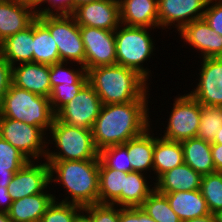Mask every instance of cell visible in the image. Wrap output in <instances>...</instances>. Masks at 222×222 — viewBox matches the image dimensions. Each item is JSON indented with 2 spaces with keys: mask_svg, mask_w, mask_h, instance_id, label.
Masks as SVG:
<instances>
[{
  "mask_svg": "<svg viewBox=\"0 0 222 222\" xmlns=\"http://www.w3.org/2000/svg\"><path fill=\"white\" fill-rule=\"evenodd\" d=\"M49 29L58 47L61 62H71L85 67V49L80 26L72 15L37 16Z\"/></svg>",
  "mask_w": 222,
  "mask_h": 222,
  "instance_id": "cell-7",
  "label": "cell"
},
{
  "mask_svg": "<svg viewBox=\"0 0 222 222\" xmlns=\"http://www.w3.org/2000/svg\"><path fill=\"white\" fill-rule=\"evenodd\" d=\"M46 3L47 6L43 7L42 5ZM73 12L74 0H42L40 6L35 10L36 16L72 15Z\"/></svg>",
  "mask_w": 222,
  "mask_h": 222,
  "instance_id": "cell-38",
  "label": "cell"
},
{
  "mask_svg": "<svg viewBox=\"0 0 222 222\" xmlns=\"http://www.w3.org/2000/svg\"><path fill=\"white\" fill-rule=\"evenodd\" d=\"M182 222H216V218L214 214H209L194 219H188Z\"/></svg>",
  "mask_w": 222,
  "mask_h": 222,
  "instance_id": "cell-46",
  "label": "cell"
},
{
  "mask_svg": "<svg viewBox=\"0 0 222 222\" xmlns=\"http://www.w3.org/2000/svg\"><path fill=\"white\" fill-rule=\"evenodd\" d=\"M47 144H54L56 152L47 148L45 160H88L99 159V151L93 141L92 130L70 126L56 117L49 129ZM51 143V144H50Z\"/></svg>",
  "mask_w": 222,
  "mask_h": 222,
  "instance_id": "cell-5",
  "label": "cell"
},
{
  "mask_svg": "<svg viewBox=\"0 0 222 222\" xmlns=\"http://www.w3.org/2000/svg\"><path fill=\"white\" fill-rule=\"evenodd\" d=\"M82 208L76 204L61 202L55 196L40 222H73Z\"/></svg>",
  "mask_w": 222,
  "mask_h": 222,
  "instance_id": "cell-36",
  "label": "cell"
},
{
  "mask_svg": "<svg viewBox=\"0 0 222 222\" xmlns=\"http://www.w3.org/2000/svg\"><path fill=\"white\" fill-rule=\"evenodd\" d=\"M12 202L7 187L0 186V212H8Z\"/></svg>",
  "mask_w": 222,
  "mask_h": 222,
  "instance_id": "cell-44",
  "label": "cell"
},
{
  "mask_svg": "<svg viewBox=\"0 0 222 222\" xmlns=\"http://www.w3.org/2000/svg\"><path fill=\"white\" fill-rule=\"evenodd\" d=\"M200 192L211 214L222 209V172L202 175Z\"/></svg>",
  "mask_w": 222,
  "mask_h": 222,
  "instance_id": "cell-32",
  "label": "cell"
},
{
  "mask_svg": "<svg viewBox=\"0 0 222 222\" xmlns=\"http://www.w3.org/2000/svg\"><path fill=\"white\" fill-rule=\"evenodd\" d=\"M148 101L102 105L91 129L97 150L124 144L152 127Z\"/></svg>",
  "mask_w": 222,
  "mask_h": 222,
  "instance_id": "cell-1",
  "label": "cell"
},
{
  "mask_svg": "<svg viewBox=\"0 0 222 222\" xmlns=\"http://www.w3.org/2000/svg\"><path fill=\"white\" fill-rule=\"evenodd\" d=\"M164 194L171 209L181 221L211 214L200 190L179 191Z\"/></svg>",
  "mask_w": 222,
  "mask_h": 222,
  "instance_id": "cell-24",
  "label": "cell"
},
{
  "mask_svg": "<svg viewBox=\"0 0 222 222\" xmlns=\"http://www.w3.org/2000/svg\"><path fill=\"white\" fill-rule=\"evenodd\" d=\"M216 222H222V209L218 210L216 213H214Z\"/></svg>",
  "mask_w": 222,
  "mask_h": 222,
  "instance_id": "cell-51",
  "label": "cell"
},
{
  "mask_svg": "<svg viewBox=\"0 0 222 222\" xmlns=\"http://www.w3.org/2000/svg\"><path fill=\"white\" fill-rule=\"evenodd\" d=\"M55 194L39 193L12 202L9 218L13 222H40Z\"/></svg>",
  "mask_w": 222,
  "mask_h": 222,
  "instance_id": "cell-21",
  "label": "cell"
},
{
  "mask_svg": "<svg viewBox=\"0 0 222 222\" xmlns=\"http://www.w3.org/2000/svg\"><path fill=\"white\" fill-rule=\"evenodd\" d=\"M94 1H98V0H74V11H75L77 6H80V5L85 4V3L94 2Z\"/></svg>",
  "mask_w": 222,
  "mask_h": 222,
  "instance_id": "cell-50",
  "label": "cell"
},
{
  "mask_svg": "<svg viewBox=\"0 0 222 222\" xmlns=\"http://www.w3.org/2000/svg\"><path fill=\"white\" fill-rule=\"evenodd\" d=\"M47 132L37 126L0 115V136L21 151L29 160H41L47 155ZM41 158V159H40Z\"/></svg>",
  "mask_w": 222,
  "mask_h": 222,
  "instance_id": "cell-8",
  "label": "cell"
},
{
  "mask_svg": "<svg viewBox=\"0 0 222 222\" xmlns=\"http://www.w3.org/2000/svg\"><path fill=\"white\" fill-rule=\"evenodd\" d=\"M203 18L214 31L222 35V0H209Z\"/></svg>",
  "mask_w": 222,
  "mask_h": 222,
  "instance_id": "cell-40",
  "label": "cell"
},
{
  "mask_svg": "<svg viewBox=\"0 0 222 222\" xmlns=\"http://www.w3.org/2000/svg\"><path fill=\"white\" fill-rule=\"evenodd\" d=\"M45 161L49 165L50 185L56 182L68 194L61 202L81 207L99 203V159Z\"/></svg>",
  "mask_w": 222,
  "mask_h": 222,
  "instance_id": "cell-2",
  "label": "cell"
},
{
  "mask_svg": "<svg viewBox=\"0 0 222 222\" xmlns=\"http://www.w3.org/2000/svg\"><path fill=\"white\" fill-rule=\"evenodd\" d=\"M0 222H13L7 212H0Z\"/></svg>",
  "mask_w": 222,
  "mask_h": 222,
  "instance_id": "cell-49",
  "label": "cell"
},
{
  "mask_svg": "<svg viewBox=\"0 0 222 222\" xmlns=\"http://www.w3.org/2000/svg\"><path fill=\"white\" fill-rule=\"evenodd\" d=\"M72 16L79 26L115 31L120 25L119 0H98L77 6Z\"/></svg>",
  "mask_w": 222,
  "mask_h": 222,
  "instance_id": "cell-15",
  "label": "cell"
},
{
  "mask_svg": "<svg viewBox=\"0 0 222 222\" xmlns=\"http://www.w3.org/2000/svg\"><path fill=\"white\" fill-rule=\"evenodd\" d=\"M220 127H222V106L201 105V119L196 137L212 143Z\"/></svg>",
  "mask_w": 222,
  "mask_h": 222,
  "instance_id": "cell-33",
  "label": "cell"
},
{
  "mask_svg": "<svg viewBox=\"0 0 222 222\" xmlns=\"http://www.w3.org/2000/svg\"><path fill=\"white\" fill-rule=\"evenodd\" d=\"M147 177L151 179L153 176L135 171L129 172L125 176L124 207H141L147 197L155 190L153 180L151 181L153 184H150Z\"/></svg>",
  "mask_w": 222,
  "mask_h": 222,
  "instance_id": "cell-29",
  "label": "cell"
},
{
  "mask_svg": "<svg viewBox=\"0 0 222 222\" xmlns=\"http://www.w3.org/2000/svg\"><path fill=\"white\" fill-rule=\"evenodd\" d=\"M0 115L49 131L56 114L50 100L11 84L0 105Z\"/></svg>",
  "mask_w": 222,
  "mask_h": 222,
  "instance_id": "cell-4",
  "label": "cell"
},
{
  "mask_svg": "<svg viewBox=\"0 0 222 222\" xmlns=\"http://www.w3.org/2000/svg\"><path fill=\"white\" fill-rule=\"evenodd\" d=\"M101 107V99L94 88L87 83L70 102L56 113V118L70 126L91 130Z\"/></svg>",
  "mask_w": 222,
  "mask_h": 222,
  "instance_id": "cell-10",
  "label": "cell"
},
{
  "mask_svg": "<svg viewBox=\"0 0 222 222\" xmlns=\"http://www.w3.org/2000/svg\"><path fill=\"white\" fill-rule=\"evenodd\" d=\"M17 3L20 4H24L27 6H30L31 8H33L34 10H36L38 8V6H40L42 0H13Z\"/></svg>",
  "mask_w": 222,
  "mask_h": 222,
  "instance_id": "cell-47",
  "label": "cell"
},
{
  "mask_svg": "<svg viewBox=\"0 0 222 222\" xmlns=\"http://www.w3.org/2000/svg\"><path fill=\"white\" fill-rule=\"evenodd\" d=\"M12 84V66L0 54V105Z\"/></svg>",
  "mask_w": 222,
  "mask_h": 222,
  "instance_id": "cell-42",
  "label": "cell"
},
{
  "mask_svg": "<svg viewBox=\"0 0 222 222\" xmlns=\"http://www.w3.org/2000/svg\"><path fill=\"white\" fill-rule=\"evenodd\" d=\"M127 174L108 168L99 159V204L124 207V184Z\"/></svg>",
  "mask_w": 222,
  "mask_h": 222,
  "instance_id": "cell-23",
  "label": "cell"
},
{
  "mask_svg": "<svg viewBox=\"0 0 222 222\" xmlns=\"http://www.w3.org/2000/svg\"><path fill=\"white\" fill-rule=\"evenodd\" d=\"M202 175L185 162L163 173L155 182L158 193L200 190Z\"/></svg>",
  "mask_w": 222,
  "mask_h": 222,
  "instance_id": "cell-20",
  "label": "cell"
},
{
  "mask_svg": "<svg viewBox=\"0 0 222 222\" xmlns=\"http://www.w3.org/2000/svg\"><path fill=\"white\" fill-rule=\"evenodd\" d=\"M121 24L159 28L158 0H119Z\"/></svg>",
  "mask_w": 222,
  "mask_h": 222,
  "instance_id": "cell-19",
  "label": "cell"
},
{
  "mask_svg": "<svg viewBox=\"0 0 222 222\" xmlns=\"http://www.w3.org/2000/svg\"><path fill=\"white\" fill-rule=\"evenodd\" d=\"M85 49V69L116 64L115 31L80 26Z\"/></svg>",
  "mask_w": 222,
  "mask_h": 222,
  "instance_id": "cell-11",
  "label": "cell"
},
{
  "mask_svg": "<svg viewBox=\"0 0 222 222\" xmlns=\"http://www.w3.org/2000/svg\"><path fill=\"white\" fill-rule=\"evenodd\" d=\"M209 0H158L159 29H177L203 18ZM175 26V27H174Z\"/></svg>",
  "mask_w": 222,
  "mask_h": 222,
  "instance_id": "cell-13",
  "label": "cell"
},
{
  "mask_svg": "<svg viewBox=\"0 0 222 222\" xmlns=\"http://www.w3.org/2000/svg\"><path fill=\"white\" fill-rule=\"evenodd\" d=\"M178 34L183 43L199 52V58L222 57V35L214 31L204 18L188 23Z\"/></svg>",
  "mask_w": 222,
  "mask_h": 222,
  "instance_id": "cell-16",
  "label": "cell"
},
{
  "mask_svg": "<svg viewBox=\"0 0 222 222\" xmlns=\"http://www.w3.org/2000/svg\"><path fill=\"white\" fill-rule=\"evenodd\" d=\"M149 127L140 136L128 140L123 145L127 148L132 171L152 175L154 153V130Z\"/></svg>",
  "mask_w": 222,
  "mask_h": 222,
  "instance_id": "cell-22",
  "label": "cell"
},
{
  "mask_svg": "<svg viewBox=\"0 0 222 222\" xmlns=\"http://www.w3.org/2000/svg\"><path fill=\"white\" fill-rule=\"evenodd\" d=\"M211 153L215 171L222 172V144L211 143Z\"/></svg>",
  "mask_w": 222,
  "mask_h": 222,
  "instance_id": "cell-43",
  "label": "cell"
},
{
  "mask_svg": "<svg viewBox=\"0 0 222 222\" xmlns=\"http://www.w3.org/2000/svg\"><path fill=\"white\" fill-rule=\"evenodd\" d=\"M99 159L108 167L126 173L132 172L127 148L123 144L110 146L99 151Z\"/></svg>",
  "mask_w": 222,
  "mask_h": 222,
  "instance_id": "cell-35",
  "label": "cell"
},
{
  "mask_svg": "<svg viewBox=\"0 0 222 222\" xmlns=\"http://www.w3.org/2000/svg\"><path fill=\"white\" fill-rule=\"evenodd\" d=\"M29 159L17 148L0 136V186L8 187L14 174Z\"/></svg>",
  "mask_w": 222,
  "mask_h": 222,
  "instance_id": "cell-30",
  "label": "cell"
},
{
  "mask_svg": "<svg viewBox=\"0 0 222 222\" xmlns=\"http://www.w3.org/2000/svg\"><path fill=\"white\" fill-rule=\"evenodd\" d=\"M50 186V170L45 159L43 163L42 160H29L14 174L7 190L12 201H15L34 194L47 193Z\"/></svg>",
  "mask_w": 222,
  "mask_h": 222,
  "instance_id": "cell-12",
  "label": "cell"
},
{
  "mask_svg": "<svg viewBox=\"0 0 222 222\" xmlns=\"http://www.w3.org/2000/svg\"><path fill=\"white\" fill-rule=\"evenodd\" d=\"M173 107L167 118L164 135H159L171 141H183L196 137L201 119V104L189 93L174 97Z\"/></svg>",
  "mask_w": 222,
  "mask_h": 222,
  "instance_id": "cell-9",
  "label": "cell"
},
{
  "mask_svg": "<svg viewBox=\"0 0 222 222\" xmlns=\"http://www.w3.org/2000/svg\"><path fill=\"white\" fill-rule=\"evenodd\" d=\"M87 83H63L52 88L49 100L56 114L66 103L70 102Z\"/></svg>",
  "mask_w": 222,
  "mask_h": 222,
  "instance_id": "cell-37",
  "label": "cell"
},
{
  "mask_svg": "<svg viewBox=\"0 0 222 222\" xmlns=\"http://www.w3.org/2000/svg\"><path fill=\"white\" fill-rule=\"evenodd\" d=\"M59 62L56 42L49 29L36 18L33 21V63L52 65Z\"/></svg>",
  "mask_w": 222,
  "mask_h": 222,
  "instance_id": "cell-28",
  "label": "cell"
},
{
  "mask_svg": "<svg viewBox=\"0 0 222 222\" xmlns=\"http://www.w3.org/2000/svg\"><path fill=\"white\" fill-rule=\"evenodd\" d=\"M152 29L159 28L130 27L121 24L115 30L116 64L136 71L147 82L153 75L143 63H147V59L151 58L156 50L154 38L150 35Z\"/></svg>",
  "mask_w": 222,
  "mask_h": 222,
  "instance_id": "cell-6",
  "label": "cell"
},
{
  "mask_svg": "<svg viewBox=\"0 0 222 222\" xmlns=\"http://www.w3.org/2000/svg\"><path fill=\"white\" fill-rule=\"evenodd\" d=\"M212 143L222 144V127L216 132L215 139Z\"/></svg>",
  "mask_w": 222,
  "mask_h": 222,
  "instance_id": "cell-48",
  "label": "cell"
},
{
  "mask_svg": "<svg viewBox=\"0 0 222 222\" xmlns=\"http://www.w3.org/2000/svg\"><path fill=\"white\" fill-rule=\"evenodd\" d=\"M71 62H59L50 65V83L52 88L63 83H88V74L83 65L71 69ZM68 67V68H67Z\"/></svg>",
  "mask_w": 222,
  "mask_h": 222,
  "instance_id": "cell-34",
  "label": "cell"
},
{
  "mask_svg": "<svg viewBox=\"0 0 222 222\" xmlns=\"http://www.w3.org/2000/svg\"><path fill=\"white\" fill-rule=\"evenodd\" d=\"M184 163L181 142L154 136L153 180L163 173Z\"/></svg>",
  "mask_w": 222,
  "mask_h": 222,
  "instance_id": "cell-26",
  "label": "cell"
},
{
  "mask_svg": "<svg viewBox=\"0 0 222 222\" xmlns=\"http://www.w3.org/2000/svg\"><path fill=\"white\" fill-rule=\"evenodd\" d=\"M93 222H119V207L111 204H93L83 207Z\"/></svg>",
  "mask_w": 222,
  "mask_h": 222,
  "instance_id": "cell-39",
  "label": "cell"
},
{
  "mask_svg": "<svg viewBox=\"0 0 222 222\" xmlns=\"http://www.w3.org/2000/svg\"><path fill=\"white\" fill-rule=\"evenodd\" d=\"M37 18L30 6L13 0H0V43L29 27Z\"/></svg>",
  "mask_w": 222,
  "mask_h": 222,
  "instance_id": "cell-18",
  "label": "cell"
},
{
  "mask_svg": "<svg viewBox=\"0 0 222 222\" xmlns=\"http://www.w3.org/2000/svg\"><path fill=\"white\" fill-rule=\"evenodd\" d=\"M119 222H156L141 207H119Z\"/></svg>",
  "mask_w": 222,
  "mask_h": 222,
  "instance_id": "cell-41",
  "label": "cell"
},
{
  "mask_svg": "<svg viewBox=\"0 0 222 222\" xmlns=\"http://www.w3.org/2000/svg\"><path fill=\"white\" fill-rule=\"evenodd\" d=\"M88 83L101 99L102 105L124 104L148 100L147 81L136 71L119 64L99 66L87 71Z\"/></svg>",
  "mask_w": 222,
  "mask_h": 222,
  "instance_id": "cell-3",
  "label": "cell"
},
{
  "mask_svg": "<svg viewBox=\"0 0 222 222\" xmlns=\"http://www.w3.org/2000/svg\"><path fill=\"white\" fill-rule=\"evenodd\" d=\"M50 65L40 63H20L12 66V84L40 96L49 98Z\"/></svg>",
  "mask_w": 222,
  "mask_h": 222,
  "instance_id": "cell-17",
  "label": "cell"
},
{
  "mask_svg": "<svg viewBox=\"0 0 222 222\" xmlns=\"http://www.w3.org/2000/svg\"><path fill=\"white\" fill-rule=\"evenodd\" d=\"M200 61V77L189 94L203 106H222V57Z\"/></svg>",
  "mask_w": 222,
  "mask_h": 222,
  "instance_id": "cell-14",
  "label": "cell"
},
{
  "mask_svg": "<svg viewBox=\"0 0 222 222\" xmlns=\"http://www.w3.org/2000/svg\"><path fill=\"white\" fill-rule=\"evenodd\" d=\"M73 222H93L92 216L82 208L75 216Z\"/></svg>",
  "mask_w": 222,
  "mask_h": 222,
  "instance_id": "cell-45",
  "label": "cell"
},
{
  "mask_svg": "<svg viewBox=\"0 0 222 222\" xmlns=\"http://www.w3.org/2000/svg\"><path fill=\"white\" fill-rule=\"evenodd\" d=\"M184 162L201 175L216 172L211 153V142L192 137L181 141Z\"/></svg>",
  "mask_w": 222,
  "mask_h": 222,
  "instance_id": "cell-27",
  "label": "cell"
},
{
  "mask_svg": "<svg viewBox=\"0 0 222 222\" xmlns=\"http://www.w3.org/2000/svg\"><path fill=\"white\" fill-rule=\"evenodd\" d=\"M0 54L11 66L33 62V22L0 43Z\"/></svg>",
  "mask_w": 222,
  "mask_h": 222,
  "instance_id": "cell-25",
  "label": "cell"
},
{
  "mask_svg": "<svg viewBox=\"0 0 222 222\" xmlns=\"http://www.w3.org/2000/svg\"><path fill=\"white\" fill-rule=\"evenodd\" d=\"M141 208L156 222H182L171 209L167 197L156 190L147 197Z\"/></svg>",
  "mask_w": 222,
  "mask_h": 222,
  "instance_id": "cell-31",
  "label": "cell"
}]
</instances>
